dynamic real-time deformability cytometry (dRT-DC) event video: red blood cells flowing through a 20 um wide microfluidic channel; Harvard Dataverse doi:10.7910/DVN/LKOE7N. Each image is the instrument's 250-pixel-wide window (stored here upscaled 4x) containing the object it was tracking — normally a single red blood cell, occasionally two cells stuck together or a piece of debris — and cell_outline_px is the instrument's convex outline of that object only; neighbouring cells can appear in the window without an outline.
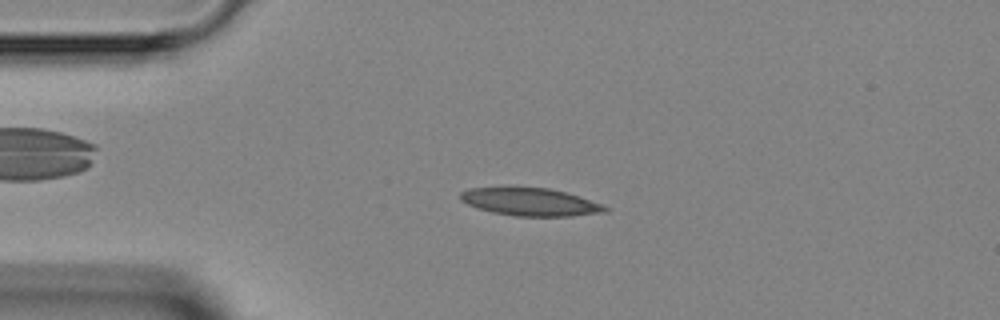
{"species": "Egyptian fruit bat (a non-hibernating species)", "species_latin": "Rousettus aegyptiacus", "temperature_condition": "room temperature", "stored_images_in_passage": 45, "camera_frame_rate_fps": 3000, "um_per_image_px": 0.085, "animal": {"sex": "female"}, "frame": {"image": 1, "passage_image": 9, "time_ms": 2.667, "image_size_px": [1000, 320], "cell_outline_px": [[612, 208], [604, 212], [572, 216], [516, 216], [492, 212], [468, 204], [460, 200], [460, 192], [468, 188], [548, 188], [564, 192], [604, 204]], "centroid_in_image_um": [45.11, 17.17], "position_along_channel_um": 39.9, "area_um2": 23.12}}
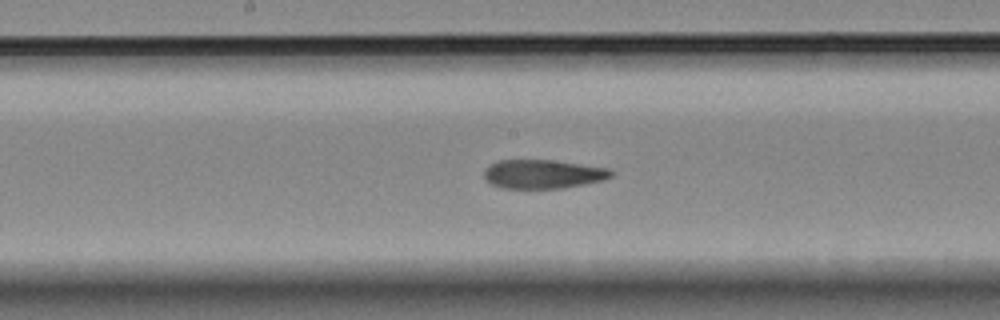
{"frame": {"image": 2, "passage_image": 22, "time_ms": 7.0, "image_size_px": [1000, 320], "cell_outline_px": [[616, 172], [612, 176], [604, 180], [564, 188], [500, 188], [484, 180], [484, 172], [488, 164], [496, 160], [552, 160], [608, 168]], "centroid_in_image_um": [46.13, 14.79], "position_along_channel_um": 202.1, "area_um2": 21.56}}
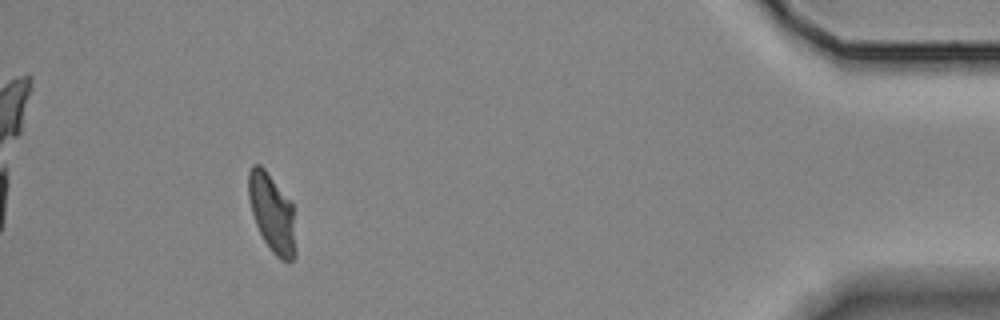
{"frame": {"image": 3, "passage_image": 41, "time_ms": 13.333, "image_size_px": [1000, 320], "cell_outline_px": [[296, 256], [292, 260], [280, 260], [272, 252], [264, 240], [256, 224], [248, 200], [248, 172], [252, 164], [260, 164], [264, 168], [292, 204], [296, 248]], "centroid_in_image_um": [23.11, 18.12], "position_along_channel_um": 412.1, "area_um2": 21.39}}